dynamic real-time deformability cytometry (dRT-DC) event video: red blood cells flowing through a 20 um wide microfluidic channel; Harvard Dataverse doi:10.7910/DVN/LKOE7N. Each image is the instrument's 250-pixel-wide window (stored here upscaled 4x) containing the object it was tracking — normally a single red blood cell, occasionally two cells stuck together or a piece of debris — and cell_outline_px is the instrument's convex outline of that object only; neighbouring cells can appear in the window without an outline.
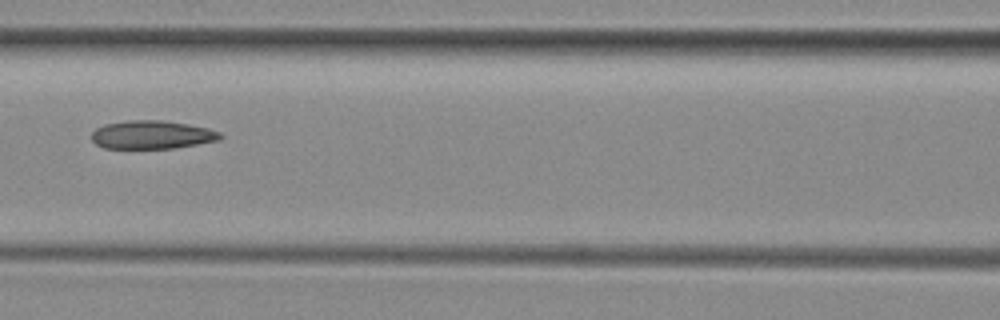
{"species": "common noctule bat (a hibernating species)", "species_latin": "Nyctalus noctula", "temperature_condition": "room temperature", "stored_images_in_passage": 5, "camera_frame_rate_fps": 3000, "um_per_image_px": 0.085, "animal": {"sex": "female", "body_mass_g": 29.2, "forearm_length_mm": 56.3}, "frame": {"image": 1, "passage_image": 5, "time_ms": 4.667, "image_size_px": [1000, 320], "cell_outline_px": [[224, 136], [220, 140], [172, 148], [104, 148], [96, 144], [92, 140], [92, 132], [96, 128], [104, 124], [128, 120], [164, 120], [188, 124], [208, 128], [220, 132]], "centroid_in_image_um": [12.92, 11.44], "position_along_channel_um": 153.7, "area_um2": 21.27}}